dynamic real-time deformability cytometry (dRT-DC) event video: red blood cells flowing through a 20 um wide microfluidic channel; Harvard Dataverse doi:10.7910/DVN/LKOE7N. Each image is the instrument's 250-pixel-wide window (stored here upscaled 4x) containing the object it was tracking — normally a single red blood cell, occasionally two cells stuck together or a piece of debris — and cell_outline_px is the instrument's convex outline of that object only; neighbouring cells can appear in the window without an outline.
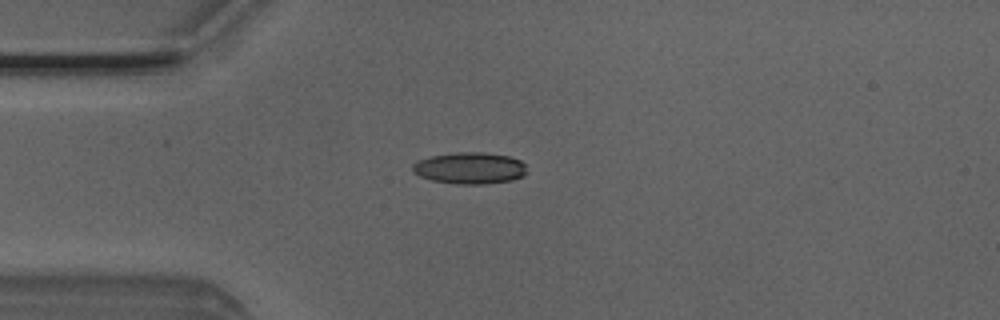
{"species": "Egyptian fruit bat (a non-hibernating species)", "species_latin": "Rousettus aegyptiacus", "temperature_condition": "room temperature", "stored_images_in_passage": 5, "camera_frame_rate_fps": 3000, "um_per_image_px": 0.085, "animal": {"sex": "male"}, "frame": {"image": 1, "passage_image": 4, "time_ms": 1.0, "image_size_px": [1000, 320], "cell_outline_px": [[528, 172], [524, 176], [512, 180], [484, 184], [456, 184], [432, 180], [420, 176], [412, 172], [412, 164], [420, 160], [432, 156], [456, 152], [480, 152], [508, 156], [520, 160], [524, 164]], "centroid_in_image_um": [39.95, 14.29], "position_along_channel_um": 45.1, "area_um2": 21.04}}